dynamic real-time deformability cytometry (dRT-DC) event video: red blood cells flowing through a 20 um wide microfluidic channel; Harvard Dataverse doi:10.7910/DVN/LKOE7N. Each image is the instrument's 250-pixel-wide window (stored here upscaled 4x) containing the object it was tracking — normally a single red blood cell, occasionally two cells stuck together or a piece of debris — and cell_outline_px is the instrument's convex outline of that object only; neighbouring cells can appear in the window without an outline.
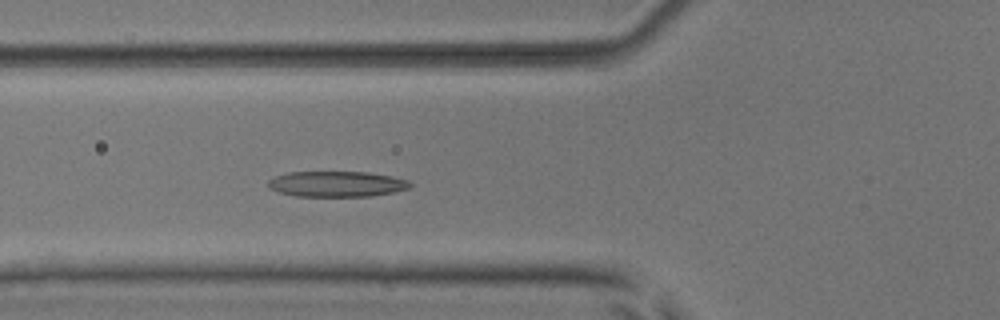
{"species": "common noctule bat (a hibernating species)", "species_latin": "Nyctalus noctula", "temperature_condition": "room temperature", "stored_images_in_passage": 24, "camera_frame_rate_fps": 3000, "um_per_image_px": 0.085, "animal": {"sex": "male", "body_mass_g": 17.9, "forearm_length_mm": 54.2}, "frame": {"image": 1, "passage_image": 8, "time_ms": 2.333, "image_size_px": [1000, 320], "cell_outline_px": [[412, 184], [408, 188], [392, 192], [368, 196], [296, 196], [280, 192], [272, 188], [268, 184], [268, 180], [276, 176], [288, 172], [368, 172], [392, 176], [408, 180]], "centroid_in_image_um": [28.63, 15.63], "position_along_channel_um": 97.2, "area_um2": 20.92}}
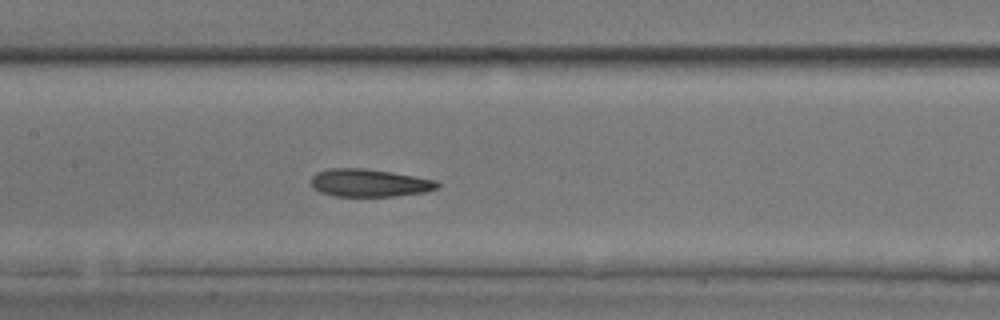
{"frame": {"image": 2, "passage_image": 14, "time_ms": 4.333, "image_size_px": [1000, 320], "cell_outline_px": [[440, 184], [436, 188], [424, 192], [396, 196], [332, 196], [320, 192], [312, 188], [312, 176], [316, 172], [332, 168], [364, 168], [392, 172], [436, 180]], "centroid_in_image_um": [31.37, 15.54], "position_along_channel_um": 176.0, "area_um2": 20.4}}
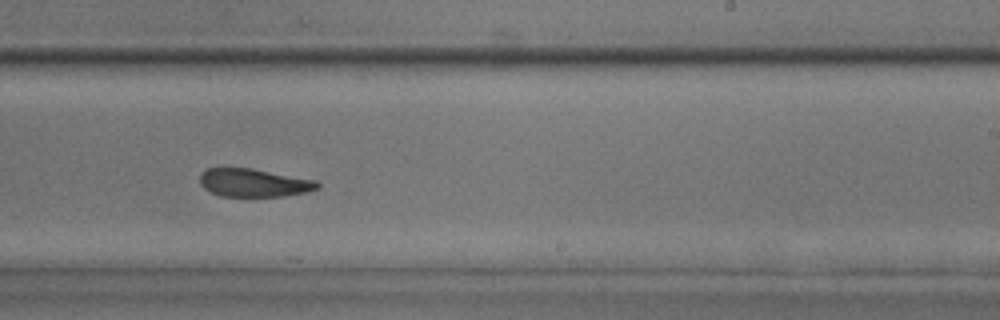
{"frame": {"image": 3, "passage_image": 21, "time_ms": 6.667, "image_size_px": [1000, 320], "cell_outline_px": [[320, 188], [304, 192], [284, 196], [220, 196], [204, 188], [200, 184], [200, 172], [208, 168], [252, 168], [316, 180], [320, 184]], "centroid_in_image_um": [21.57, 15.53], "position_along_channel_um": 267.4, "area_um2": 19.25}}